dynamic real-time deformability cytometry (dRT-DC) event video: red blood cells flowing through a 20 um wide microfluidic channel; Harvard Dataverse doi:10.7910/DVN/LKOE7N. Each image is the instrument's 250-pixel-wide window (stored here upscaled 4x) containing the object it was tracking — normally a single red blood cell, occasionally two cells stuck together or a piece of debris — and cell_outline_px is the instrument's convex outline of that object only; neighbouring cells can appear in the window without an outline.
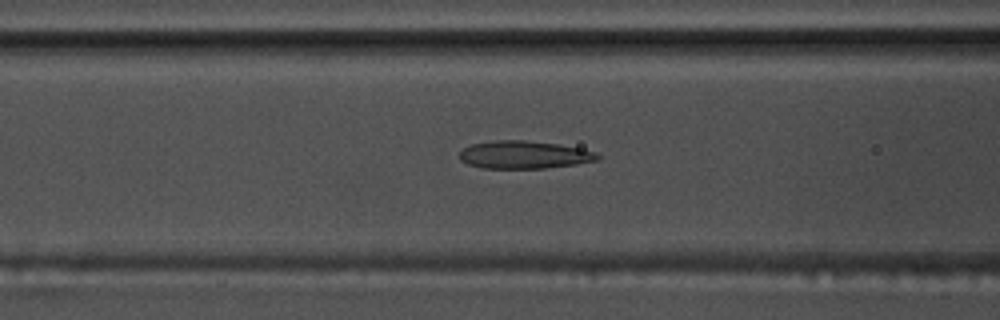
{"species": "common noctule bat (a hibernating species)", "species_latin": "Nyctalus noctula", "temperature_condition": "warm", "stored_images_in_passage": 47, "camera_frame_rate_fps": 3000, "um_per_image_px": 0.085, "animal": {"sex": "male", "body_mass_g": 17.5, "forearm_length_mm": 52.3}, "frame": {"image": 1, "passage_image": 14, "time_ms": 4.333, "image_size_px": [1000, 320], "cell_outline_px": [[600, 156], [596, 160], [576, 164], [544, 168], [480, 168], [468, 164], [460, 160], [460, 152], [464, 148], [472, 144], [496, 140], [524, 140], [556, 144], [580, 148], [596, 152]], "centroid_in_image_um": [44.52, 13.16], "position_along_channel_um": 122.1, "area_um2": 22.14}}
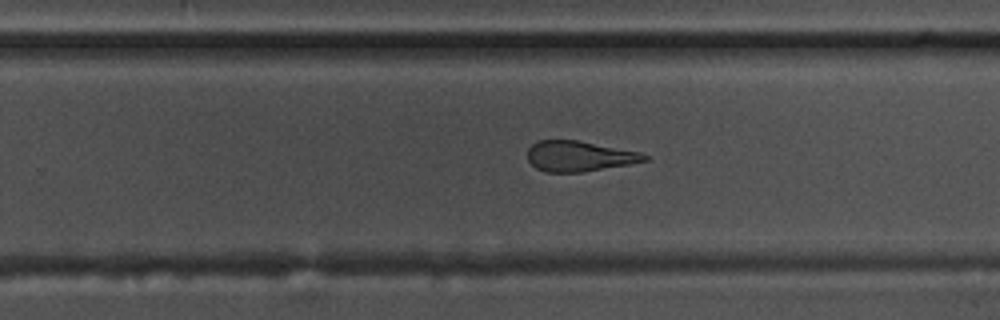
{"frame": {"image": 2, "passage_image": 27, "time_ms": 8.667, "image_size_px": [1000, 320], "cell_outline_px": [[648, 160], [628, 164], [580, 172], [548, 172], [536, 168], [528, 160], [528, 148], [536, 140], [576, 140], [640, 152], [648, 156]], "centroid_in_image_um": [49.19, 13.27], "position_along_channel_um": 280.6, "area_um2": 20.46}}
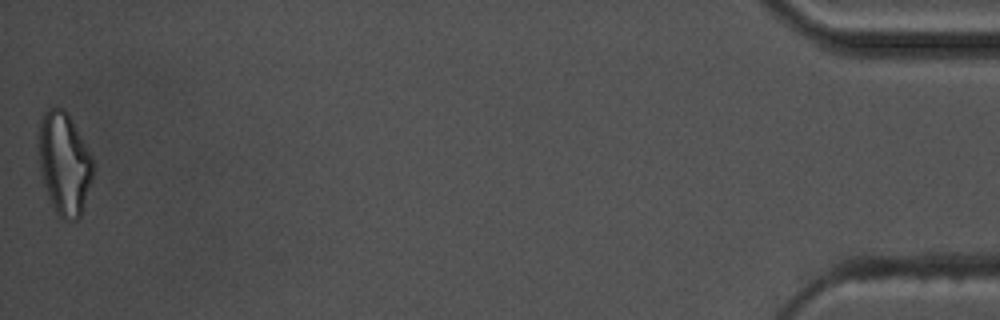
{"frame": {"image": 3, "passage_image": 47, "time_ms": 15.333, "image_size_px": [1000, 320], "cell_outline_px": [[92, 180], [80, 216], [76, 220], [64, 220], [56, 212], [44, 184], [40, 168], [36, 136], [40, 116], [48, 108], [56, 104], [64, 108], [68, 112], [92, 156]], "centroid_in_image_um": [5.42, 13.79], "position_along_channel_um": 429.8, "area_um2": 32.89}, "authors_computed_cell_mechanics": {"area_um2": 22.831, "velocity_mm_per_s": 3.6656, "shape_relaxation_time_tau1_ms": 9.0147, "shape_relaxation_time_tau2_ms": 2.1291, "deformation_change_tau1": 0.2462, "deformation_change_tau2": 0.1267}}